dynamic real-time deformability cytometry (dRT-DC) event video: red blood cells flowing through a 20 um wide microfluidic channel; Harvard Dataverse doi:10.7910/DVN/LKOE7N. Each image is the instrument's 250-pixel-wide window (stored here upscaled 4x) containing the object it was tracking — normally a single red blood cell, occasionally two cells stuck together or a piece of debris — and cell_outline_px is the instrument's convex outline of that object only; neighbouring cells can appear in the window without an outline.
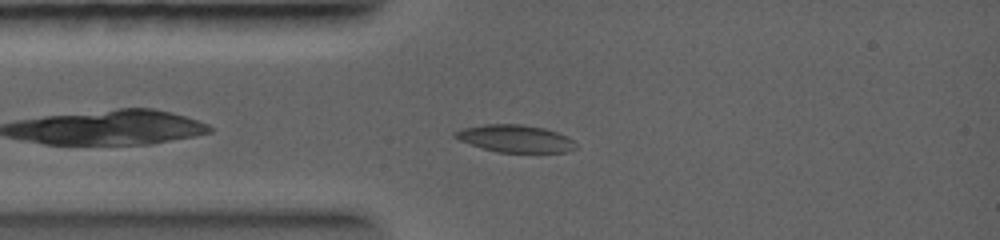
{"species": "common noctule bat (a hibernating species)", "species_latin": "Nyctalus noctula", "temperature_condition": "warm", "stored_images_in_passage": 32, "camera_frame_rate_fps": 5000, "um_per_image_px": 0.085, "animal": {"sex": "female", "body_mass_g": 19.0, "forearm_length_mm": 56.7}, "frame": {"image": 1, "passage_image": 2, "time_ms": 0.4, "image_size_px": [1000, 240], "cell_outline_px": [[576, 148], [568, 152], [496, 152], [460, 140], [452, 136], [452, 132], [460, 128], [484, 124], [520, 124], [544, 128], [568, 136], [576, 144]], "centroid_in_image_um": [43.78, 11.77], "position_along_channel_um": 41.2, "area_um2": 19.25}}
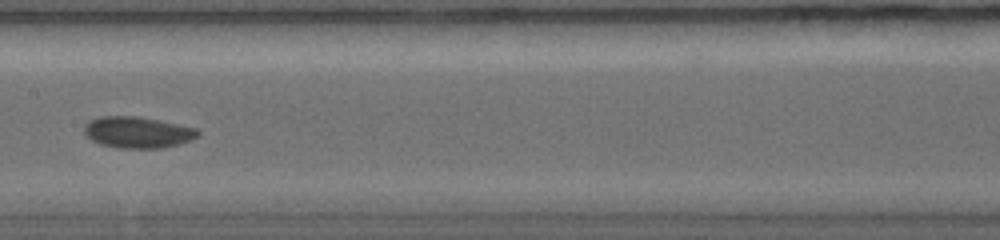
{"frame": {"image": 2, "passage_image": 10, "time_ms": 3.6, "image_size_px": [1000, 240], "cell_outline_px": [[200, 136], [176, 144], [160, 148], [120, 148], [100, 144], [92, 140], [84, 132], [84, 124], [88, 120], [100, 116], [136, 116], [160, 120], [196, 128], [200, 132]], "centroid_in_image_um": [11.67, 11.23], "position_along_channel_um": 195.7, "area_um2": 20.69}}
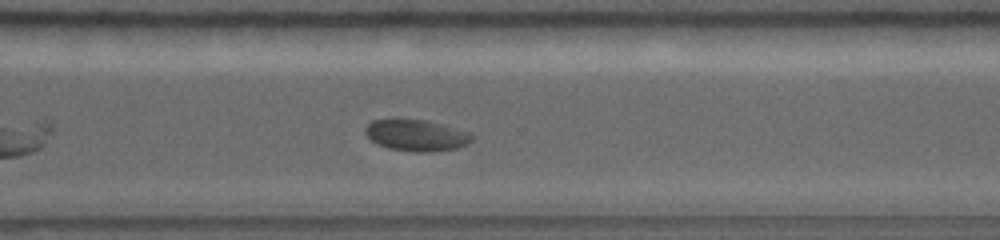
{"frame": {"image": 3, "passage_image": 17, "time_ms": 6.4, "image_size_px": [1000, 240], "cell_outline_px": [[472, 140], [468, 144], [456, 148], [432, 152], [416, 152], [388, 148], [376, 144], [364, 132], [364, 128], [372, 120], [396, 116], [424, 120], [472, 132]], "centroid_in_image_um": [35.34, 11.46], "position_along_channel_um": 335.3, "area_um2": 20.11}}